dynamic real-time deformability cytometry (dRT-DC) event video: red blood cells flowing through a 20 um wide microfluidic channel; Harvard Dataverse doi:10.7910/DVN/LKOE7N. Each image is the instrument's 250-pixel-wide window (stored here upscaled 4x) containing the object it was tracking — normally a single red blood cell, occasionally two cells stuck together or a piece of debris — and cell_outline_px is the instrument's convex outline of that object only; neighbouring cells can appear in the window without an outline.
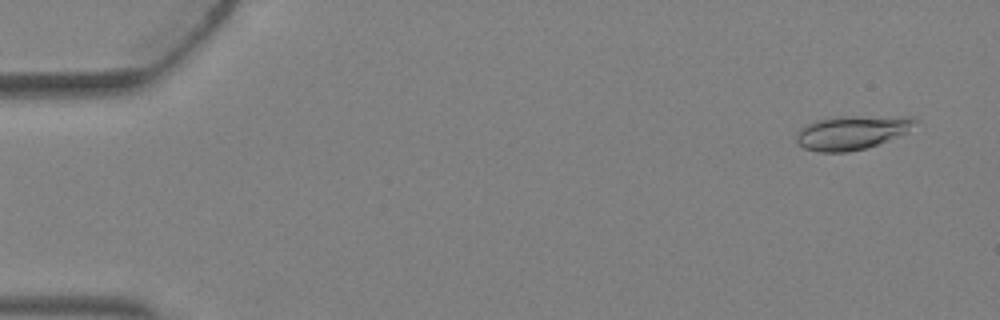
{"species": "Egyptian fruit bat (a non-hibernating species)", "species_latin": "Rousettus aegyptiacus", "temperature_condition": "warm", "stored_images_in_passage": 4, "camera_frame_rate_fps": 3000, "um_per_image_px": 0.085, "animal": {"sex": "female"}, "frame": {"image": 1, "passage_image": 4, "time_ms": 1.0, "image_size_px": [1000, 320], "cell_outline_px": [[920, 120], [904, 132], [876, 144], [864, 148], [848, 152], [816, 152], [804, 148], [796, 144], [796, 132], [804, 124], [816, 120], [832, 116], [912, 116]], "centroid_in_image_um": [72.31, 11.24], "position_along_channel_um": 12.7, "area_um2": 23.58}}